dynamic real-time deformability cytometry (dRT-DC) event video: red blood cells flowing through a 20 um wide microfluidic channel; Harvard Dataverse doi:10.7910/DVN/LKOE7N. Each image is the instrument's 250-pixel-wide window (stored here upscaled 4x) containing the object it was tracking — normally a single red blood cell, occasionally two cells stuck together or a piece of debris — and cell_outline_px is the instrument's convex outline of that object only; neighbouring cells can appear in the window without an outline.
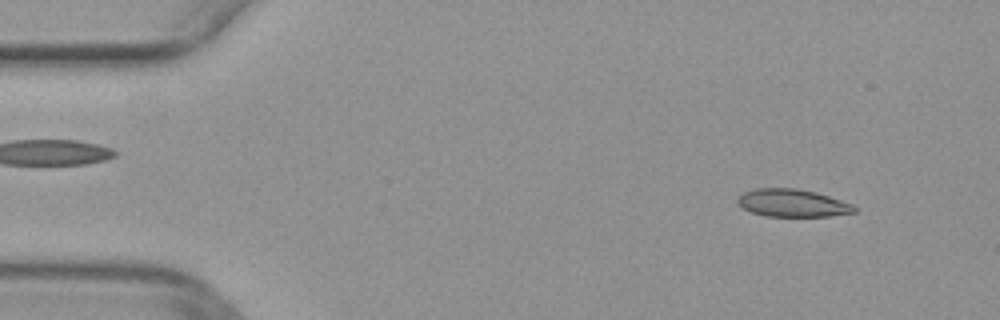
{"species": "common noctule bat (a hibernating species)", "species_latin": "Nyctalus noctula", "temperature_condition": "warm", "stored_images_in_passage": 49, "camera_frame_rate_fps": 3000, "um_per_image_px": 0.085, "animal": {"sex": "female", "body_mass_g": 29.2, "forearm_length_mm": 56.3}, "frame": {"image": 1, "passage_image": 4, "time_ms": 1.0, "image_size_px": [1000, 320], "cell_outline_px": [[856, 212], [828, 216], [764, 216], [752, 212], [736, 204], [736, 200], [744, 192], [756, 188], [796, 188], [816, 192], [852, 204], [856, 208]], "centroid_in_image_um": [67.33, 17.25], "position_along_channel_um": 17.7, "area_um2": 18.73}}
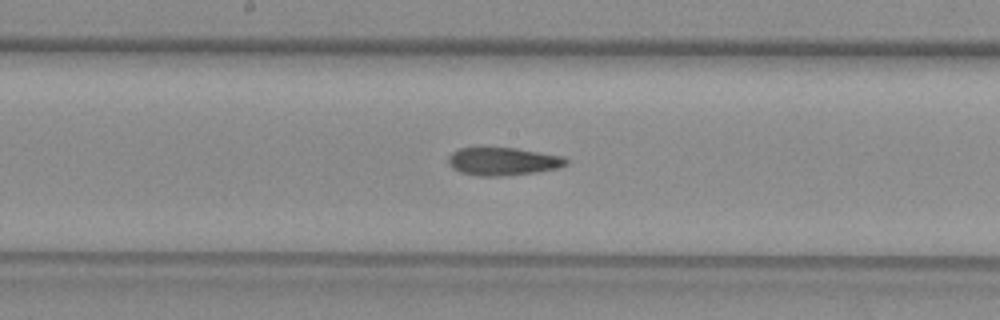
{"frame": {"image": 2, "passage_image": 25, "time_ms": 8.0, "image_size_px": [1000, 320], "cell_outline_px": [[568, 164], [560, 168], [536, 172], [500, 176], [480, 176], [460, 172], [452, 168], [448, 164], [448, 156], [452, 152], [460, 148], [480, 144], [516, 148], [564, 156], [568, 160]], "centroid_in_image_um": [42.71, 13.67], "position_along_channel_um": 205.5, "area_um2": 20.06}}
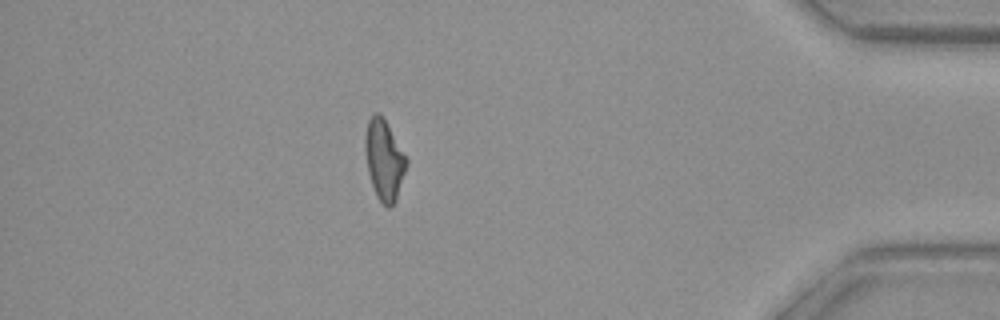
{"frame": {"image": 3, "passage_image": 43, "time_ms": 14.0, "image_size_px": [1000, 320], "cell_outline_px": [[408, 164], [396, 200], [388, 208], [376, 196], [368, 172], [364, 148], [364, 136], [368, 120], [372, 112], [380, 112], [408, 160]], "centroid_in_image_um": [32.64, 13.56], "position_along_channel_um": 402.6, "area_um2": 19.31}}